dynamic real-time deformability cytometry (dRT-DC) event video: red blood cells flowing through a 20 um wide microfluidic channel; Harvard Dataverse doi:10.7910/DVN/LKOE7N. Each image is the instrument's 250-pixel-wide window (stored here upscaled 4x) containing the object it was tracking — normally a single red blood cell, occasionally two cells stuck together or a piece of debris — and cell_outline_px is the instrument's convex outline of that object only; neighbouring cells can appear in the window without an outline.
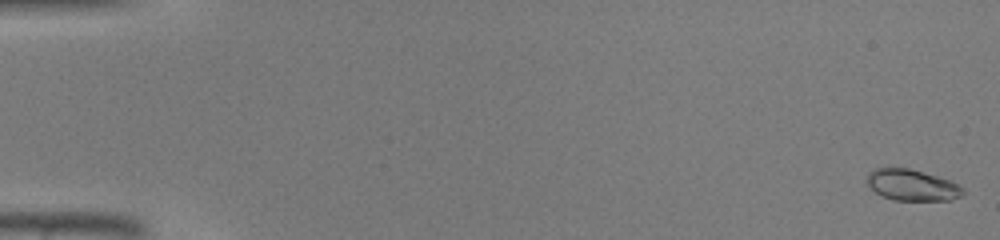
{"species": "common noctule bat (a hibernating species)", "species_latin": "Nyctalus noctula", "temperature_condition": "warm", "stored_images_in_passage": 46, "camera_frame_rate_fps": 3000, "um_per_image_px": 0.085, "animal": {"sex": "male", "body_mass_g": 19.0, "forearm_length_mm": 50.8}, "frame": {"image": 1, "passage_image": 1, "time_ms": 0.0, "image_size_px": [1000, 240], "cell_outline_px": [[964, 192], [960, 196], [952, 200], [892, 200], [880, 196], [868, 184], [868, 172], [876, 168], [908, 168], [936, 176], [948, 180], [964, 188]], "centroid_in_image_um": [77.51, 15.74], "position_along_channel_um": 7.5, "area_um2": 17.22}}
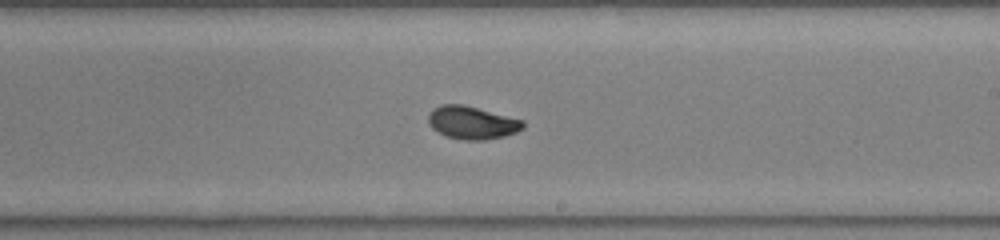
{"frame": {"image": 2, "passage_image": 28, "time_ms": 9.0, "image_size_px": [1000, 240], "cell_outline_px": [[524, 128], [516, 132], [504, 136], [484, 140], [464, 140], [448, 136], [432, 128], [428, 124], [428, 112], [432, 108], [440, 104], [464, 104], [524, 120]], "centroid_in_image_um": [40.11, 10.4], "position_along_channel_um": 248.9, "area_um2": 18.26}}
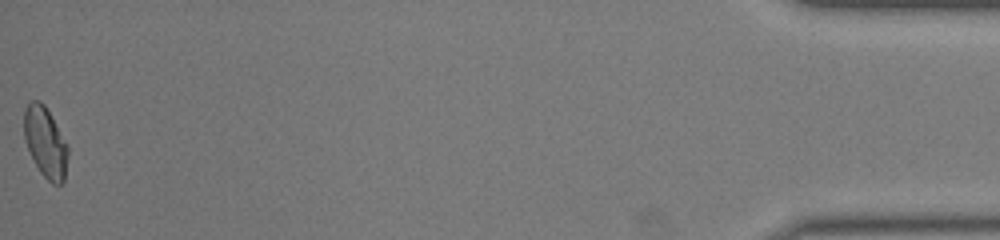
{"frame": {"image": 3, "passage_image": 46, "time_ms": 15.0, "image_size_px": [1000, 240], "cell_outline_px": [[68, 156], [64, 180], [60, 184], [52, 184], [40, 172], [24, 140], [24, 108], [32, 100], [40, 100], [44, 104], [68, 144]], "centroid_in_image_um": [3.86, 12.08], "position_along_channel_um": 431.3, "area_um2": 17.98}}